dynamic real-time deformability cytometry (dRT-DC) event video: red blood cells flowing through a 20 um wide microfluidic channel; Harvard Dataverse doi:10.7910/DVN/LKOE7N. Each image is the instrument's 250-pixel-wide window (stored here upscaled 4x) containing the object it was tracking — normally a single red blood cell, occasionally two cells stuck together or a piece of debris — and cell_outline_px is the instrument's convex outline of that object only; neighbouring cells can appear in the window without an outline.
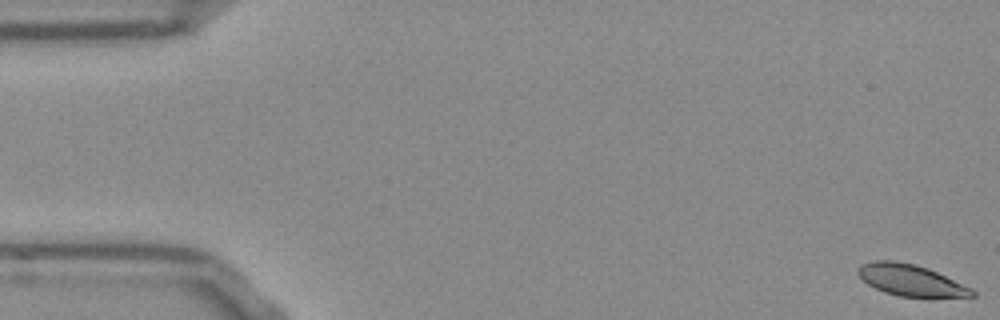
{"species": "Egyptian fruit bat (a non-hibernating species)", "species_latin": "Rousettus aegyptiacus", "temperature_condition": "room temperature", "stored_images_in_passage": 54, "segment_of_instrument_passage": [1, 2], "camera_frame_rate_fps": 3000, "um_per_image_px": 0.085, "frame": {"image": 1, "passage_image": 1, "time_ms": 0.0, "image_size_px": [1000, 320], "cell_outline_px": [[976, 296], [932, 300], [900, 296], [884, 292], [868, 284], [856, 272], [856, 268], [860, 264], [872, 260], [896, 260], [916, 264], [928, 268], [972, 288], [976, 292]], "centroid_in_image_um": [77.48, 23.86], "position_along_channel_um": 7.5, "area_um2": 21.85}}
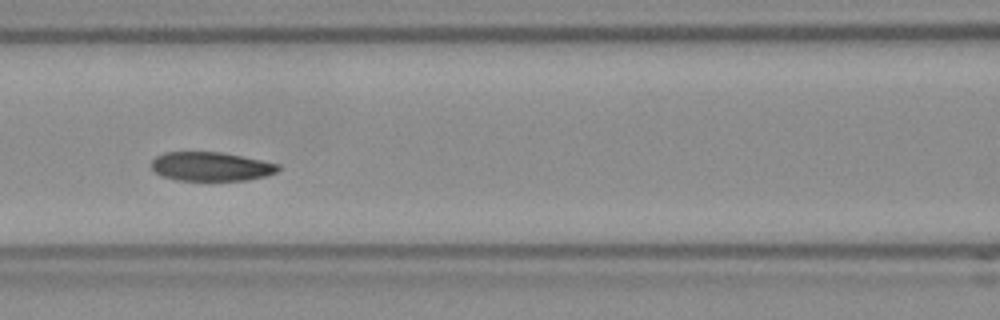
{"frame": {"image": 2, "passage_image": 23, "time_ms": 7.333, "image_size_px": [1000, 320], "cell_outline_px": [[280, 168], [276, 172], [268, 176], [248, 180], [176, 180], [160, 176], [152, 168], [152, 160], [156, 156], [164, 152], [220, 152], [280, 164]], "centroid_in_image_um": [17.93, 14.16], "position_along_channel_um": 148.7, "area_um2": 21.39}}
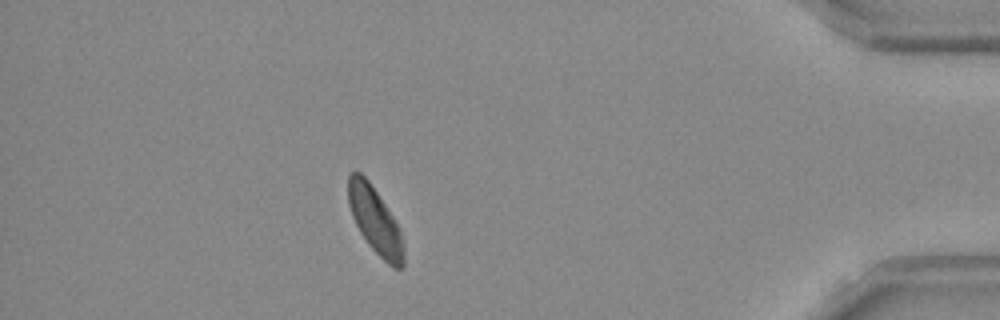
{"frame": {"image": 3, "passage_image": 47, "time_ms": 15.333, "image_size_px": [1000, 320], "cell_outline_px": [[404, 264], [400, 268], [392, 268], [368, 244], [360, 232], [352, 216], [348, 204], [348, 176], [352, 172], [360, 172], [368, 180], [392, 216], [400, 232], [404, 248]], "centroid_in_image_um": [31.86, 18.76], "position_along_channel_um": 403.3, "area_um2": 20.98}}